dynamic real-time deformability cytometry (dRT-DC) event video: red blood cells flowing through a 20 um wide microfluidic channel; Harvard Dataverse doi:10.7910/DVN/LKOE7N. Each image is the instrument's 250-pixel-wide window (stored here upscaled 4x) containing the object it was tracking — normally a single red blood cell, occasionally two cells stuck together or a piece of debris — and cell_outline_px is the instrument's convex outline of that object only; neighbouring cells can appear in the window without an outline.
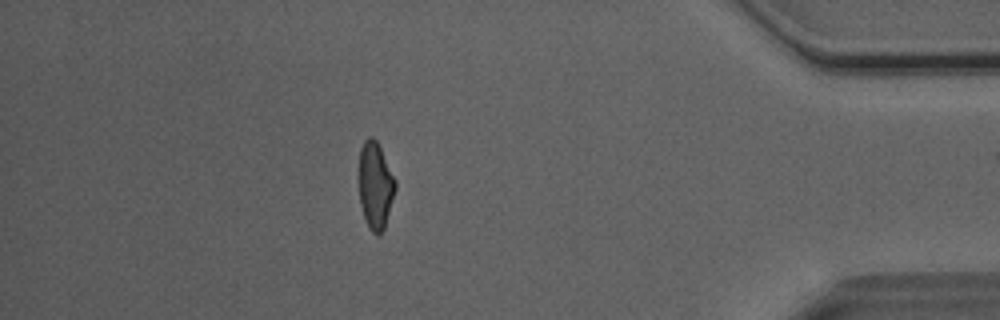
{"species": "Egyptian fruit bat (a non-hibernating species)", "species_latin": "Rousettus aegyptiacus", "temperature_condition": "room temperature", "stored_images_in_passage": 45, "camera_frame_rate_fps": 3000, "um_per_image_px": 0.085, "animal": {"sex": "male"}, "frame": {"image": 1, "passage_image": 44, "time_ms": 14.333, "image_size_px": [1000, 320], "cell_outline_px": [[396, 188], [384, 228], [376, 236], [368, 228], [360, 204], [356, 176], [360, 148], [364, 140], [368, 136], [372, 136], [376, 140], [396, 180]], "centroid_in_image_um": [31.85, 15.73], "position_along_channel_um": 403.4, "area_um2": 18.96}}